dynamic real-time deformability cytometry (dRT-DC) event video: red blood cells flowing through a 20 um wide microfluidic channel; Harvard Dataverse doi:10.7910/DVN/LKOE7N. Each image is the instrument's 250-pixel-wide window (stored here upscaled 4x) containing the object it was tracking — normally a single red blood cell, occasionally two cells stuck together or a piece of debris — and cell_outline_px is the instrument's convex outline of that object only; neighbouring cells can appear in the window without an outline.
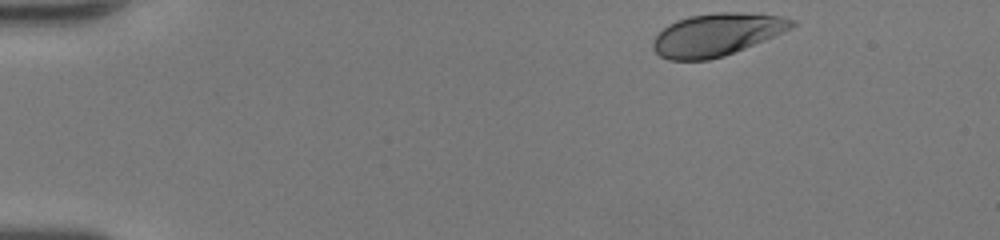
{"species": "human", "species_latin": "Homo sapiens", "temperature_condition": "room temperature", "stored_images_in_passage": 37, "camera_frame_rate_fps": 3000, "um_per_image_px": 0.085, "donor": {"sex": "female"}, "frame": {"image": 1, "passage_image": 1, "time_ms": 0.0, "image_size_px": [1000, 240], "cell_outline_px": [[796, 24], [792, 28], [784, 32], [724, 56], [708, 60], [668, 60], [660, 56], [652, 48], [652, 44], [656, 36], [668, 24], [676, 20], [688, 16], [716, 12], [740, 12], [780, 16], [796, 20]], "centroid_in_image_um": [60.92, 2.94], "position_along_channel_um": 24.1, "area_um2": 34.33}}
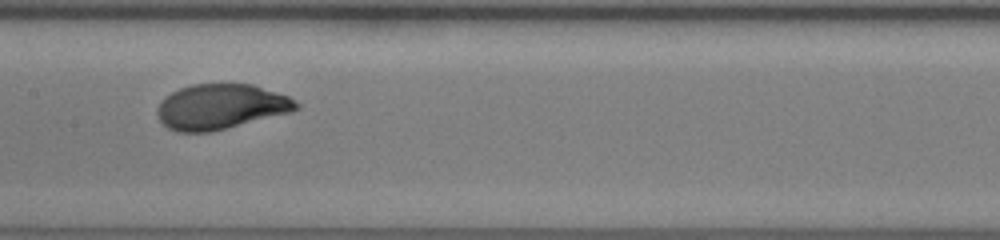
{"frame": {"image": 2, "passage_image": 20, "time_ms": 6.333, "image_size_px": [1000, 240], "cell_outline_px": [[300, 108], [292, 112], [212, 132], [176, 132], [168, 128], [160, 120], [156, 112], [156, 108], [164, 96], [180, 88], [192, 84], [252, 84], [288, 96], [296, 100], [300, 104]], "centroid_in_image_um": [18.77, 9.07], "position_along_channel_um": 188.6, "area_um2": 36.82}}
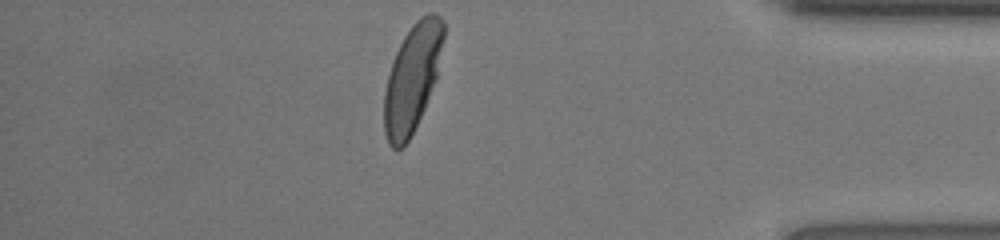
{"frame": {"image": 3, "passage_image": 37, "time_ms": 12.0, "image_size_px": [1000, 240], "cell_outline_px": [[444, 36], [436, 80], [424, 108], [408, 140], [400, 148], [392, 148], [388, 144], [384, 132], [384, 92], [388, 76], [396, 52], [404, 36], [412, 24], [420, 16], [428, 12], [436, 12], [444, 20]], "centroid_in_image_um": [35.05, 6.59], "position_along_channel_um": 400.2, "area_um2": 36.93}, "authors_computed_cell_mechanics": {"area_um2": 36.703, "velocity_mm_per_s": 4.2646, "shape_relaxation_time_tau1_ms": 2.5105, "shape_relaxation_time_tau2_ms": null, "deformation_change_tau1": 0.1497, "deformation_change_tau2": null}}